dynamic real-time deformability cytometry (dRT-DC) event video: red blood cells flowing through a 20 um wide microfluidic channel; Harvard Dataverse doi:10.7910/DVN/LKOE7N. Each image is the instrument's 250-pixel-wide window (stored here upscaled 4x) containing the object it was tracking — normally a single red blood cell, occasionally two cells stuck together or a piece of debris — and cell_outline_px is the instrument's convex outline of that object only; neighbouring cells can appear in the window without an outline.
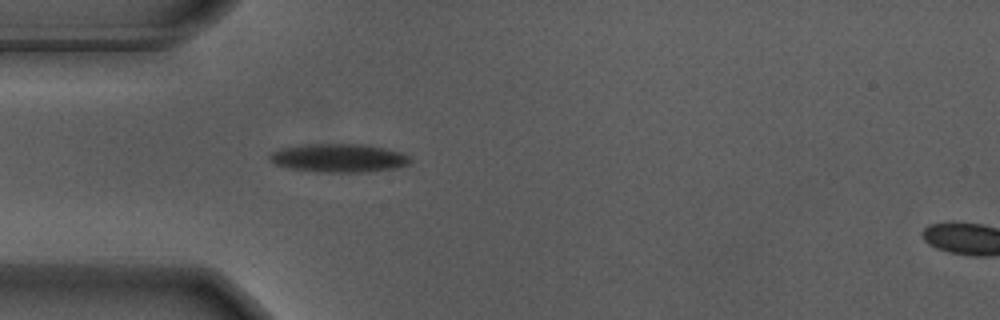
{"species": "Egyptian fruit bat (a non-hibernating species)", "species_latin": "Rousettus aegyptiacus", "temperature_condition": "warm", "stored_images_in_passage": 37, "camera_frame_rate_fps": 3000, "um_per_image_px": 0.085, "animal": {"sex": "male"}, "frame": {"image": 1, "passage_image": 6, "time_ms": 1.667, "image_size_px": [1000, 320], "cell_outline_px": [[412, 160], [408, 164], [396, 168], [364, 172], [316, 172], [288, 168], [276, 164], [268, 160], [268, 156], [272, 152], [284, 148], [312, 144], [364, 144], [384, 148], [400, 152], [408, 156]], "centroid_in_image_um": [28.8, 13.44], "position_along_channel_um": 56.2, "area_um2": 23.18}}
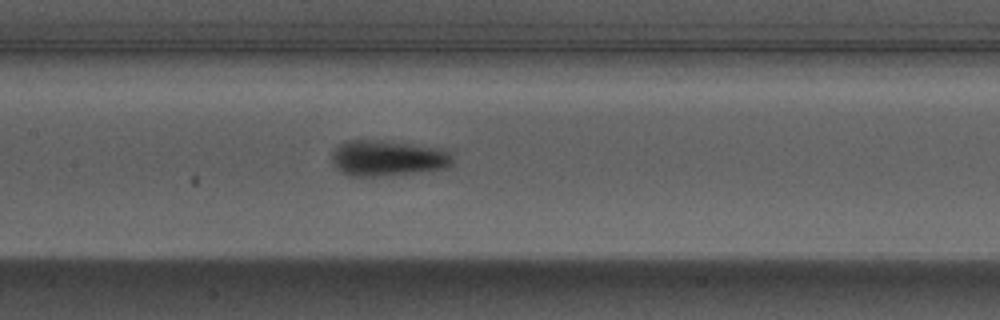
{"frame": {"image": 2, "passage_image": 16, "time_ms": 5.0, "image_size_px": [1000, 320], "cell_outline_px": [[452, 164], [448, 168], [416, 172], [380, 176], [348, 176], [336, 168], [332, 160], [332, 152], [340, 144], [348, 140], [380, 140], [452, 148]], "centroid_in_image_um": [33.04, 13.42], "position_along_channel_um": 174.4, "area_um2": 25.66}}
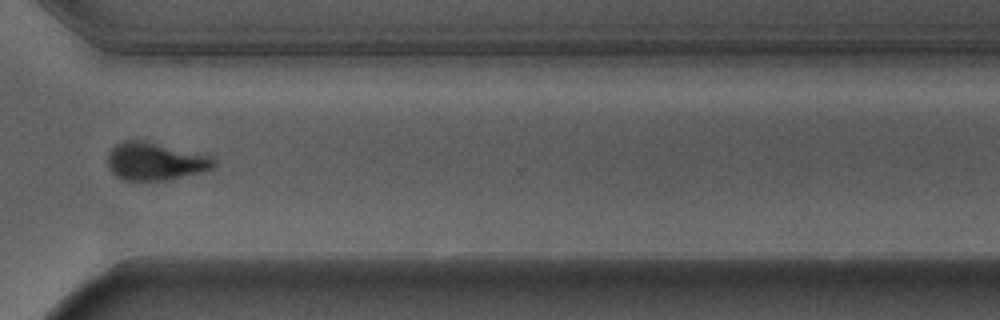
{"frame": {"image": 3, "passage_image": 31, "time_ms": 10.0, "image_size_px": [1000, 320], "cell_outline_px": [[216, 164], [212, 168], [204, 172], [168, 180], [124, 180], [116, 176], [112, 172], [108, 164], [108, 156], [112, 148], [116, 144], [124, 140], [148, 140], [212, 152], [216, 160]], "centroid_in_image_um": [13.36, 13.66], "position_along_channel_um": 357.2, "area_um2": 24.68}, "authors_computed_cell_mechanics": {"area_um2": 24.1026, "velocity_mm_per_s": 3.6651, "shape_relaxation_time_tau1_ms": 2.9068, "shape_relaxation_time_tau2_ms": 1.8447, "deformation_change_tau1": 0.187, "deformation_change_tau2": 0.0748}}